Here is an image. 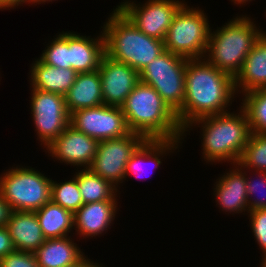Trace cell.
I'll list each match as a JSON object with an SVG mask.
<instances>
[{"label": "cell", "mask_w": 266, "mask_h": 267, "mask_svg": "<svg viewBox=\"0 0 266 267\" xmlns=\"http://www.w3.org/2000/svg\"><path fill=\"white\" fill-rule=\"evenodd\" d=\"M185 2L173 17L164 39L165 50L187 59L205 57L211 24L204 9Z\"/></svg>", "instance_id": "cell-7"}, {"label": "cell", "mask_w": 266, "mask_h": 267, "mask_svg": "<svg viewBox=\"0 0 266 267\" xmlns=\"http://www.w3.org/2000/svg\"><path fill=\"white\" fill-rule=\"evenodd\" d=\"M234 81L238 97L245 92L266 89V36L261 35L256 41Z\"/></svg>", "instance_id": "cell-20"}, {"label": "cell", "mask_w": 266, "mask_h": 267, "mask_svg": "<svg viewBox=\"0 0 266 267\" xmlns=\"http://www.w3.org/2000/svg\"><path fill=\"white\" fill-rule=\"evenodd\" d=\"M123 1V2H122ZM116 6L144 34L164 41L173 17L185 0H122Z\"/></svg>", "instance_id": "cell-11"}, {"label": "cell", "mask_w": 266, "mask_h": 267, "mask_svg": "<svg viewBox=\"0 0 266 267\" xmlns=\"http://www.w3.org/2000/svg\"><path fill=\"white\" fill-rule=\"evenodd\" d=\"M260 267H266V261H262L261 264L259 265Z\"/></svg>", "instance_id": "cell-39"}, {"label": "cell", "mask_w": 266, "mask_h": 267, "mask_svg": "<svg viewBox=\"0 0 266 267\" xmlns=\"http://www.w3.org/2000/svg\"><path fill=\"white\" fill-rule=\"evenodd\" d=\"M236 15L216 30L211 27L204 57L210 64L234 78L256 41L261 35L266 36V30L255 23V18L246 14Z\"/></svg>", "instance_id": "cell-4"}, {"label": "cell", "mask_w": 266, "mask_h": 267, "mask_svg": "<svg viewBox=\"0 0 266 267\" xmlns=\"http://www.w3.org/2000/svg\"><path fill=\"white\" fill-rule=\"evenodd\" d=\"M251 133L266 134V89H257L240 95Z\"/></svg>", "instance_id": "cell-26"}, {"label": "cell", "mask_w": 266, "mask_h": 267, "mask_svg": "<svg viewBox=\"0 0 266 267\" xmlns=\"http://www.w3.org/2000/svg\"><path fill=\"white\" fill-rule=\"evenodd\" d=\"M231 2H233L234 4H232V5H236V6H239L240 5V7L242 6L243 7V5H247V4H249L250 2H252L253 0H230Z\"/></svg>", "instance_id": "cell-38"}, {"label": "cell", "mask_w": 266, "mask_h": 267, "mask_svg": "<svg viewBox=\"0 0 266 267\" xmlns=\"http://www.w3.org/2000/svg\"><path fill=\"white\" fill-rule=\"evenodd\" d=\"M121 108L130 132L146 139H183L176 113L150 85L139 81Z\"/></svg>", "instance_id": "cell-3"}, {"label": "cell", "mask_w": 266, "mask_h": 267, "mask_svg": "<svg viewBox=\"0 0 266 267\" xmlns=\"http://www.w3.org/2000/svg\"><path fill=\"white\" fill-rule=\"evenodd\" d=\"M54 2V1H58V0H28V4H31V5H37V4H45L46 2H47V4L48 3H50V2Z\"/></svg>", "instance_id": "cell-37"}, {"label": "cell", "mask_w": 266, "mask_h": 267, "mask_svg": "<svg viewBox=\"0 0 266 267\" xmlns=\"http://www.w3.org/2000/svg\"><path fill=\"white\" fill-rule=\"evenodd\" d=\"M187 60L165 51L139 73L140 81L153 87L175 113L184 102Z\"/></svg>", "instance_id": "cell-8"}, {"label": "cell", "mask_w": 266, "mask_h": 267, "mask_svg": "<svg viewBox=\"0 0 266 267\" xmlns=\"http://www.w3.org/2000/svg\"><path fill=\"white\" fill-rule=\"evenodd\" d=\"M23 4L28 6V0H0V10L16 9Z\"/></svg>", "instance_id": "cell-35"}, {"label": "cell", "mask_w": 266, "mask_h": 267, "mask_svg": "<svg viewBox=\"0 0 266 267\" xmlns=\"http://www.w3.org/2000/svg\"><path fill=\"white\" fill-rule=\"evenodd\" d=\"M15 251L12 239L6 226H0V258Z\"/></svg>", "instance_id": "cell-33"}, {"label": "cell", "mask_w": 266, "mask_h": 267, "mask_svg": "<svg viewBox=\"0 0 266 267\" xmlns=\"http://www.w3.org/2000/svg\"><path fill=\"white\" fill-rule=\"evenodd\" d=\"M146 138L136 132L109 140L99 141L97 152L89 169L110 182L118 190L125 181L126 165Z\"/></svg>", "instance_id": "cell-10"}, {"label": "cell", "mask_w": 266, "mask_h": 267, "mask_svg": "<svg viewBox=\"0 0 266 267\" xmlns=\"http://www.w3.org/2000/svg\"><path fill=\"white\" fill-rule=\"evenodd\" d=\"M65 102L69 114L103 105L99 70L78 73L75 83L65 95Z\"/></svg>", "instance_id": "cell-23"}, {"label": "cell", "mask_w": 266, "mask_h": 267, "mask_svg": "<svg viewBox=\"0 0 266 267\" xmlns=\"http://www.w3.org/2000/svg\"><path fill=\"white\" fill-rule=\"evenodd\" d=\"M6 227L16 251L33 253L46 240L35 212L11 211Z\"/></svg>", "instance_id": "cell-19"}, {"label": "cell", "mask_w": 266, "mask_h": 267, "mask_svg": "<svg viewBox=\"0 0 266 267\" xmlns=\"http://www.w3.org/2000/svg\"><path fill=\"white\" fill-rule=\"evenodd\" d=\"M95 36L82 35L76 31H68L70 46V66L77 73L98 70L105 54V37L103 31ZM81 34V35H80Z\"/></svg>", "instance_id": "cell-18"}, {"label": "cell", "mask_w": 266, "mask_h": 267, "mask_svg": "<svg viewBox=\"0 0 266 267\" xmlns=\"http://www.w3.org/2000/svg\"><path fill=\"white\" fill-rule=\"evenodd\" d=\"M103 104L121 107L140 81L139 73L132 67L116 61L106 54L99 64Z\"/></svg>", "instance_id": "cell-14"}, {"label": "cell", "mask_w": 266, "mask_h": 267, "mask_svg": "<svg viewBox=\"0 0 266 267\" xmlns=\"http://www.w3.org/2000/svg\"><path fill=\"white\" fill-rule=\"evenodd\" d=\"M247 215L253 238L262 250L261 261H266V209L249 211Z\"/></svg>", "instance_id": "cell-31"}, {"label": "cell", "mask_w": 266, "mask_h": 267, "mask_svg": "<svg viewBox=\"0 0 266 267\" xmlns=\"http://www.w3.org/2000/svg\"><path fill=\"white\" fill-rule=\"evenodd\" d=\"M0 267H39L31 252L14 251L0 258Z\"/></svg>", "instance_id": "cell-32"}, {"label": "cell", "mask_w": 266, "mask_h": 267, "mask_svg": "<svg viewBox=\"0 0 266 267\" xmlns=\"http://www.w3.org/2000/svg\"><path fill=\"white\" fill-rule=\"evenodd\" d=\"M42 233L46 239L63 238L74 230L73 213L52 201L35 211Z\"/></svg>", "instance_id": "cell-24"}, {"label": "cell", "mask_w": 266, "mask_h": 267, "mask_svg": "<svg viewBox=\"0 0 266 267\" xmlns=\"http://www.w3.org/2000/svg\"><path fill=\"white\" fill-rule=\"evenodd\" d=\"M70 235L46 239L33 254L39 267H68L79 262L86 254Z\"/></svg>", "instance_id": "cell-22"}, {"label": "cell", "mask_w": 266, "mask_h": 267, "mask_svg": "<svg viewBox=\"0 0 266 267\" xmlns=\"http://www.w3.org/2000/svg\"><path fill=\"white\" fill-rule=\"evenodd\" d=\"M236 111L195 120L183 130V141L190 131L200 128L202 161L210 165L238 163L251 131L243 108L239 106Z\"/></svg>", "instance_id": "cell-2"}, {"label": "cell", "mask_w": 266, "mask_h": 267, "mask_svg": "<svg viewBox=\"0 0 266 267\" xmlns=\"http://www.w3.org/2000/svg\"><path fill=\"white\" fill-rule=\"evenodd\" d=\"M58 34V35H57ZM53 39L45 45V49L39 59L48 65L56 68H71L70 66V46L68 45V31L57 33Z\"/></svg>", "instance_id": "cell-29"}, {"label": "cell", "mask_w": 266, "mask_h": 267, "mask_svg": "<svg viewBox=\"0 0 266 267\" xmlns=\"http://www.w3.org/2000/svg\"><path fill=\"white\" fill-rule=\"evenodd\" d=\"M3 171L0 173V194L11 211L35 212L51 201L52 178L40 170L14 164Z\"/></svg>", "instance_id": "cell-6"}, {"label": "cell", "mask_w": 266, "mask_h": 267, "mask_svg": "<svg viewBox=\"0 0 266 267\" xmlns=\"http://www.w3.org/2000/svg\"><path fill=\"white\" fill-rule=\"evenodd\" d=\"M238 163L245 170L266 172V134H250Z\"/></svg>", "instance_id": "cell-28"}, {"label": "cell", "mask_w": 266, "mask_h": 267, "mask_svg": "<svg viewBox=\"0 0 266 267\" xmlns=\"http://www.w3.org/2000/svg\"><path fill=\"white\" fill-rule=\"evenodd\" d=\"M101 30L105 54L140 73L153 59L165 52L164 41L141 32L118 8H113Z\"/></svg>", "instance_id": "cell-5"}, {"label": "cell", "mask_w": 266, "mask_h": 267, "mask_svg": "<svg viewBox=\"0 0 266 267\" xmlns=\"http://www.w3.org/2000/svg\"><path fill=\"white\" fill-rule=\"evenodd\" d=\"M182 143L183 139H146L127 162L125 180L128 181L127 179L130 175H134L133 177L135 178L141 177L144 179L143 176H147L146 172H144L146 166L151 167V170H154V168L158 169L162 165L163 160L166 159L164 156H170L176 150L180 151ZM148 167L147 171L150 170Z\"/></svg>", "instance_id": "cell-17"}, {"label": "cell", "mask_w": 266, "mask_h": 267, "mask_svg": "<svg viewBox=\"0 0 266 267\" xmlns=\"http://www.w3.org/2000/svg\"><path fill=\"white\" fill-rule=\"evenodd\" d=\"M30 113L35 126V137L46 148L59 137L70 124V114L66 107L65 96L30 89Z\"/></svg>", "instance_id": "cell-9"}, {"label": "cell", "mask_w": 266, "mask_h": 267, "mask_svg": "<svg viewBox=\"0 0 266 267\" xmlns=\"http://www.w3.org/2000/svg\"><path fill=\"white\" fill-rule=\"evenodd\" d=\"M77 74L72 68H56L35 58L28 74L29 88L65 96L75 83Z\"/></svg>", "instance_id": "cell-21"}, {"label": "cell", "mask_w": 266, "mask_h": 267, "mask_svg": "<svg viewBox=\"0 0 266 267\" xmlns=\"http://www.w3.org/2000/svg\"><path fill=\"white\" fill-rule=\"evenodd\" d=\"M11 209L0 194V226H6Z\"/></svg>", "instance_id": "cell-34"}, {"label": "cell", "mask_w": 266, "mask_h": 267, "mask_svg": "<svg viewBox=\"0 0 266 267\" xmlns=\"http://www.w3.org/2000/svg\"><path fill=\"white\" fill-rule=\"evenodd\" d=\"M70 125L98 141L119 138L130 132L122 108L105 104L73 112Z\"/></svg>", "instance_id": "cell-12"}, {"label": "cell", "mask_w": 266, "mask_h": 267, "mask_svg": "<svg viewBox=\"0 0 266 267\" xmlns=\"http://www.w3.org/2000/svg\"><path fill=\"white\" fill-rule=\"evenodd\" d=\"M99 141L78 131L70 124L43 151L58 163L77 169L89 168L97 152ZM60 161V162H59Z\"/></svg>", "instance_id": "cell-13"}, {"label": "cell", "mask_w": 266, "mask_h": 267, "mask_svg": "<svg viewBox=\"0 0 266 267\" xmlns=\"http://www.w3.org/2000/svg\"><path fill=\"white\" fill-rule=\"evenodd\" d=\"M236 95L234 77L205 58L188 59L184 102L176 112L180 126L184 130L195 120L230 111Z\"/></svg>", "instance_id": "cell-1"}, {"label": "cell", "mask_w": 266, "mask_h": 267, "mask_svg": "<svg viewBox=\"0 0 266 267\" xmlns=\"http://www.w3.org/2000/svg\"><path fill=\"white\" fill-rule=\"evenodd\" d=\"M77 171V172H76ZM74 174L80 189L83 204L99 201H118L121 192L110 182L93 173L89 168L76 169Z\"/></svg>", "instance_id": "cell-25"}, {"label": "cell", "mask_w": 266, "mask_h": 267, "mask_svg": "<svg viewBox=\"0 0 266 267\" xmlns=\"http://www.w3.org/2000/svg\"><path fill=\"white\" fill-rule=\"evenodd\" d=\"M245 177L247 184L249 211L256 209H266V172L246 170ZM261 194L263 195L261 196Z\"/></svg>", "instance_id": "cell-30"}, {"label": "cell", "mask_w": 266, "mask_h": 267, "mask_svg": "<svg viewBox=\"0 0 266 267\" xmlns=\"http://www.w3.org/2000/svg\"><path fill=\"white\" fill-rule=\"evenodd\" d=\"M118 201H99L83 204L74 214V236L80 241L90 239L111 229L119 209ZM79 236V237H78Z\"/></svg>", "instance_id": "cell-16"}, {"label": "cell", "mask_w": 266, "mask_h": 267, "mask_svg": "<svg viewBox=\"0 0 266 267\" xmlns=\"http://www.w3.org/2000/svg\"><path fill=\"white\" fill-rule=\"evenodd\" d=\"M245 175L246 170L236 163L231 164L228 171L225 170V173L214 181L212 194L215 197L216 207L218 206L226 215H247L249 212Z\"/></svg>", "instance_id": "cell-15"}, {"label": "cell", "mask_w": 266, "mask_h": 267, "mask_svg": "<svg viewBox=\"0 0 266 267\" xmlns=\"http://www.w3.org/2000/svg\"><path fill=\"white\" fill-rule=\"evenodd\" d=\"M87 256L88 255L84 256L79 262L68 267H105L103 263L98 262L99 260L96 259V261H94Z\"/></svg>", "instance_id": "cell-36"}, {"label": "cell", "mask_w": 266, "mask_h": 267, "mask_svg": "<svg viewBox=\"0 0 266 267\" xmlns=\"http://www.w3.org/2000/svg\"><path fill=\"white\" fill-rule=\"evenodd\" d=\"M69 180H52L51 201L73 214L83 205L77 177L73 174Z\"/></svg>", "instance_id": "cell-27"}]
</instances>
